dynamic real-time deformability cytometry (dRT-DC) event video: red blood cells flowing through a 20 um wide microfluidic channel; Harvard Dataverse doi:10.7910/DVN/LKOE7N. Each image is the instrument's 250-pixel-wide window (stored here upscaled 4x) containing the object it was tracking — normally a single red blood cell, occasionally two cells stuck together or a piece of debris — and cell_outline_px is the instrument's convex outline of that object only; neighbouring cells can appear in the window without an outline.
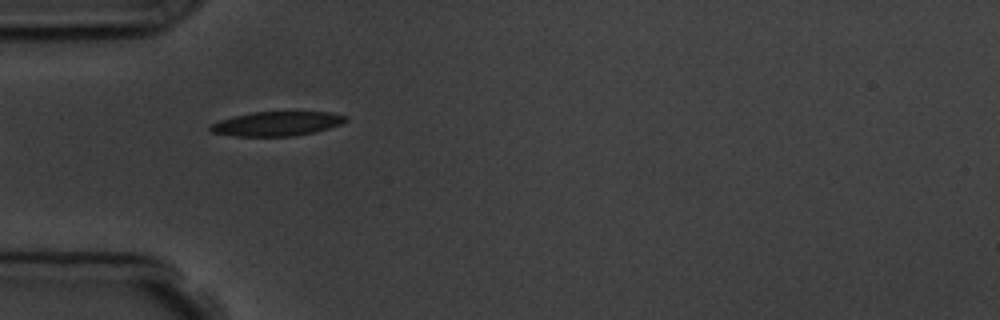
{"species": "common noctule bat (a hibernating species)", "species_latin": "Nyctalus noctula", "temperature_condition": "room temperature", "stored_images_in_passage": 3, "camera_frame_rate_fps": 3000, "um_per_image_px": 0.085, "animal": {"sex": "male", "body_mass_g": 19.5, "forearm_length_mm": 54.6}, "frame": {"image": 1, "passage_image": 2, "time_ms": 1.333, "image_size_px": [1000, 320], "cell_outline_px": [[348, 120], [340, 124], [328, 128], [312, 132], [292, 136], [236, 136], [212, 132], [208, 128], [208, 124], [232, 116], [252, 112], [332, 112], [344, 116]], "centroid_in_image_um": [23.47, 10.51], "position_along_channel_um": 61.5, "area_um2": 19.07}}